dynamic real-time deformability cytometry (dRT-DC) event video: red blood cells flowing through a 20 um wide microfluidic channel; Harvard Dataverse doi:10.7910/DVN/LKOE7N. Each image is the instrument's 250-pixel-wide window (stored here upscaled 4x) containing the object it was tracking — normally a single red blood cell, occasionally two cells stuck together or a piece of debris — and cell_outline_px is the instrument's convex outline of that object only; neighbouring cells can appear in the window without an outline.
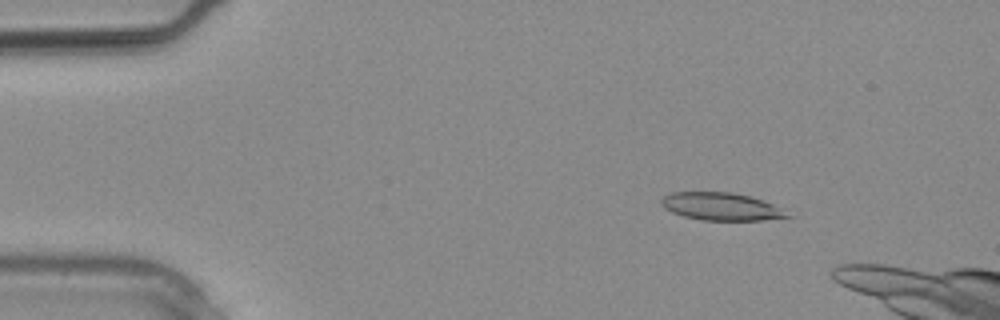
{"species": "common noctule bat (a hibernating species)", "species_latin": "Nyctalus noctula", "temperature_condition": "warm", "stored_images_in_passage": 7, "camera_frame_rate_fps": 3000, "um_per_image_px": 0.085, "animal": {"sex": "male", "body_mass_g": 20.4}, "frame": {"image": 1, "passage_image": 1, "time_ms": 0.0, "image_size_px": [1000, 320], "cell_outline_px": [[792, 216], [760, 220], [700, 220], [684, 216], [672, 212], [664, 208], [660, 204], [660, 200], [664, 196], [672, 192], [732, 192], [764, 200], [772, 204]], "centroid_in_image_um": [61.23, 17.55], "position_along_channel_um": 23.8, "area_um2": 20.11}}
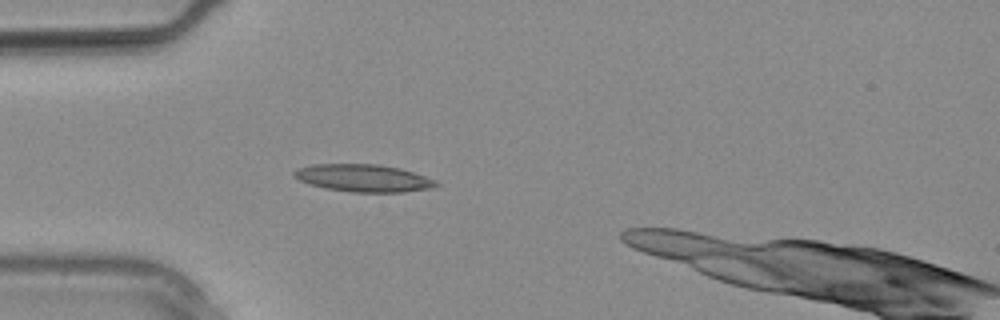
{"frame": {"image": 2, "passage_image": 5, "time_ms": 1.333, "image_size_px": [1000, 320], "cell_outline_px": [[440, 184], [432, 188], [404, 192], [352, 192], [324, 188], [300, 180], [292, 176], [292, 172], [296, 168], [312, 164], [380, 164], [400, 168], [436, 180]], "centroid_in_image_um": [30.88, 15.13], "position_along_channel_um": 54.1, "area_um2": 22.77}}